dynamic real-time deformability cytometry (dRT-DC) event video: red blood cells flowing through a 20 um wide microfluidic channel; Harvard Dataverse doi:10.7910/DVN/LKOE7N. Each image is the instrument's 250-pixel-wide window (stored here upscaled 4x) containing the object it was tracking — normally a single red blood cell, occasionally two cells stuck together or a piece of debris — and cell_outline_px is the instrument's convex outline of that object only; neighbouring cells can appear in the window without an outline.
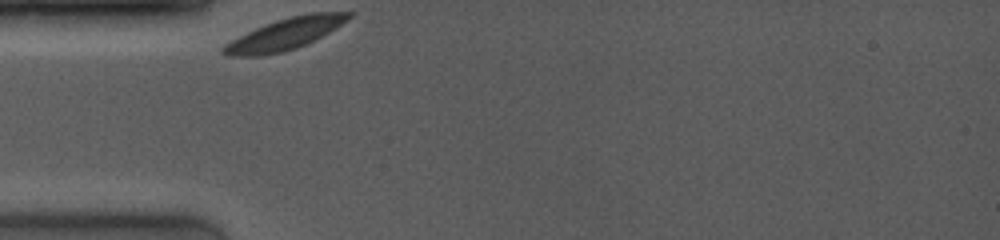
{"species": "common noctule bat (a hibernating species)", "species_latin": "Nyctalus noctula", "temperature_condition": "room temperature", "stored_images_in_passage": 7, "camera_frame_rate_fps": 4000, "um_per_image_px": 0.085, "animal": {"sex": "female", "body_mass_g": 19.0, "forearm_length_mm": 53.3}, "frame": {"image": 1, "passage_image": 1, "time_ms": 0.0, "image_size_px": [1000, 240], "cell_outline_px": [[356, 12], [348, 20], [328, 32], [296, 48], [284, 52], [260, 56], [228, 56], [220, 52], [220, 48], [224, 44], [256, 28], [276, 20], [288, 16], [308, 12]], "centroid_in_image_um": [24.21, 2.88], "position_along_channel_um": 60.8, "area_um2": 22.83}}
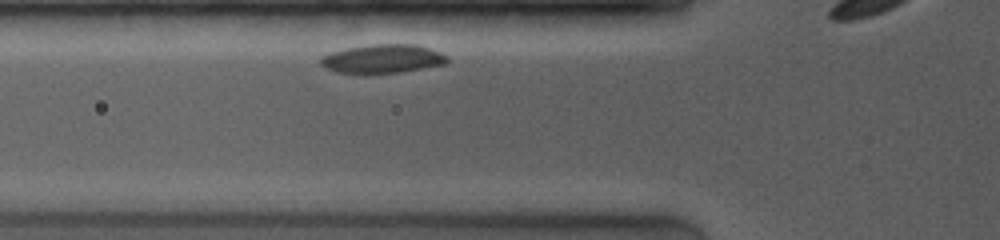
{"frame": {"image": 2, "passage_image": 3, "time_ms": 1.0, "image_size_px": [1000, 240], "cell_outline_px": [[448, 64], [400, 72], [368, 76], [364, 76], [336, 72], [324, 68], [320, 64], [320, 56], [332, 52], [348, 48], [368, 44], [416, 44], [440, 52], [448, 56]], "centroid_in_image_um": [32.48, 5.04], "position_along_channel_um": 93.3, "area_um2": 22.02}}
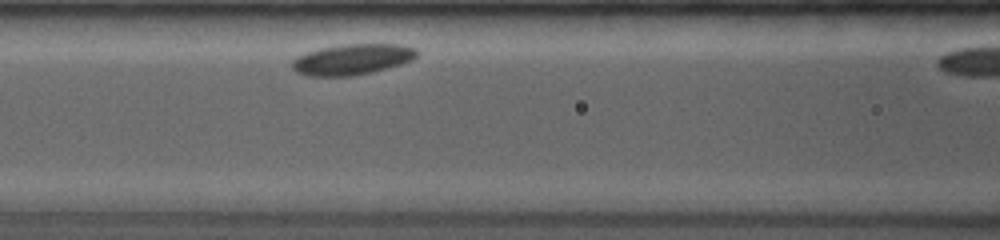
{"frame": {"image": 3, "passage_image": 6, "time_ms": 2.25, "image_size_px": [1000, 240], "cell_outline_px": [[420, 52], [412, 60], [400, 64], [372, 72], [352, 76], [308, 76], [296, 72], [292, 68], [292, 60], [296, 56], [320, 48], [344, 44], [400, 44], [416, 48]], "centroid_in_image_um": [29.94, 5.04], "position_along_channel_um": 136.7, "area_um2": 22.43}}